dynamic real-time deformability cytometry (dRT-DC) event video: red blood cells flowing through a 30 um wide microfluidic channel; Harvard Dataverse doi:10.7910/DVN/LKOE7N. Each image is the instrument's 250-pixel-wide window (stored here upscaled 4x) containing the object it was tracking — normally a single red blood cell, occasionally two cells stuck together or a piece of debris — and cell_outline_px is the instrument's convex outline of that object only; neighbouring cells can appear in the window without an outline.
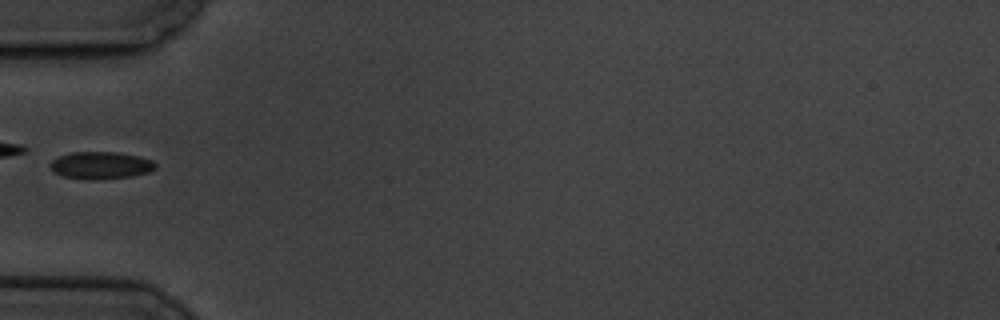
{"species": "common noctule bat (a hibernating species)", "species_latin": "Nyctalus noctula", "temperature_condition": "cold", "stored_images_in_passage": 7, "camera_frame_rate_fps": 3000, "um_per_image_px": 0.085, "animal": {"sex": "male", "body_mass_g": 19.5, "forearm_length_mm": 54.6}, "frame": {"image": 1, "passage_image": 7, "time_ms": 6.667, "image_size_px": [1000, 320], "cell_outline_px": [[156, 168], [148, 172], [132, 176], [92, 180], [64, 176], [56, 172], [48, 164], [56, 156], [72, 152], [116, 152], [140, 156], [152, 160], [156, 164]], "centroid_in_image_um": [8.57, 14.04], "position_along_channel_um": 76.4, "area_um2": 16.7}}